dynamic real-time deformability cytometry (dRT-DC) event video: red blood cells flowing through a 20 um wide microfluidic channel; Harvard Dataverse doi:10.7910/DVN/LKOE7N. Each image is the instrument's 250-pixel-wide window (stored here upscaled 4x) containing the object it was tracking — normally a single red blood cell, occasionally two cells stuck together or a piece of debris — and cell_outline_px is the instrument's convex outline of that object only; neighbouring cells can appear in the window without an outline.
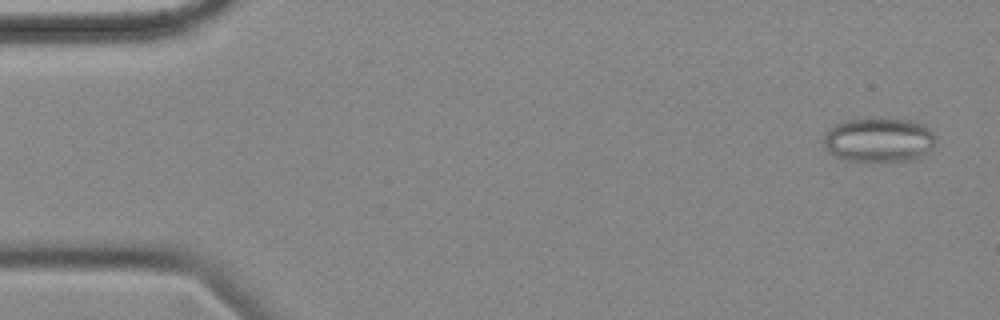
{"species": "common noctule bat (a hibernating species)", "species_latin": "Nyctalus noctula", "temperature_condition": "cold", "stored_images_in_passage": 56, "segment_of_instrument_passage": [1, 2], "camera_frame_rate_fps": 3000, "um_per_image_px": 0.085, "animal": {"sex": "female", "body_mass_g": 18.4}, "frame": {"image": 1, "passage_image": 3, "time_ms": 0.667, "image_size_px": [1000, 320], "cell_outline_px": [[936, 140], [932, 148], [928, 152], [920, 156], [908, 160], [844, 160], [828, 152], [824, 148], [824, 136], [828, 128], [844, 120], [880, 116], [912, 120], [924, 124], [936, 136]], "centroid_in_image_um": [74.7, 11.83], "position_along_channel_um": 10.3, "area_um2": 29.48}}